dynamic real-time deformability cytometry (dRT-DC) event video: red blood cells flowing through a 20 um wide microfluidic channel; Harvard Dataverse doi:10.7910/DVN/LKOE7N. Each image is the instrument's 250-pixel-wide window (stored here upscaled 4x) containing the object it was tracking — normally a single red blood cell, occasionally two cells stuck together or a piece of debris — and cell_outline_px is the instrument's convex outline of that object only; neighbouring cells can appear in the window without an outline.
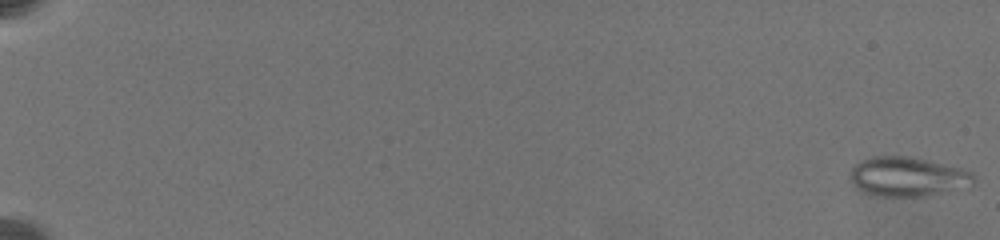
{"species": "common noctule bat (a hibernating species)", "species_latin": "Nyctalus noctula", "temperature_condition": "warm", "stored_images_in_passage": 54, "camera_frame_rate_fps": 3000, "um_per_image_px": 0.085, "animal": {"sex": "female", "body_mass_g": 19.5, "forearm_length_mm": 54.1}, "frame": {"image": 1, "passage_image": 1, "time_ms": 0.0, "image_size_px": [1000, 240], "cell_outline_px": [[976, 184], [972, 188], [920, 196], [884, 196], [868, 192], [860, 188], [848, 180], [848, 172], [860, 160], [872, 156], [912, 156], [960, 168], [972, 172], [976, 176]], "centroid_in_image_um": [77.22, 15.01], "position_along_channel_um": 7.8, "area_um2": 28.73}}
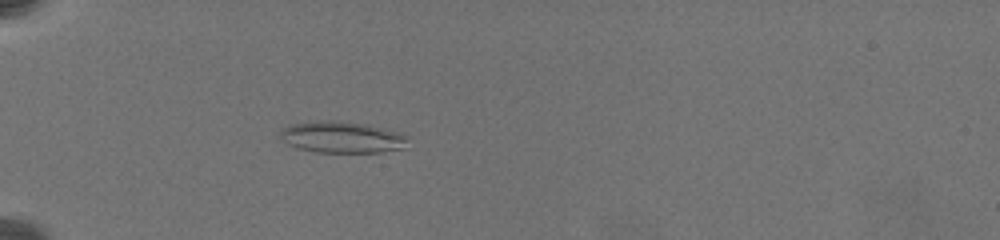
{"frame": {"image": 2, "passage_image": 53, "time_ms": 7.333, "image_size_px": [1000, 240], "cell_outline_px": [[408, 140], [404, 148], [380, 152], [316, 152], [300, 148], [288, 144], [280, 140], [280, 128], [288, 124], [316, 120], [336, 120], [368, 124], [400, 132], [408, 136]], "centroid_in_image_um": [29.04, 11.64], "position_along_channel_um": 56.0, "area_um2": 23.81}}